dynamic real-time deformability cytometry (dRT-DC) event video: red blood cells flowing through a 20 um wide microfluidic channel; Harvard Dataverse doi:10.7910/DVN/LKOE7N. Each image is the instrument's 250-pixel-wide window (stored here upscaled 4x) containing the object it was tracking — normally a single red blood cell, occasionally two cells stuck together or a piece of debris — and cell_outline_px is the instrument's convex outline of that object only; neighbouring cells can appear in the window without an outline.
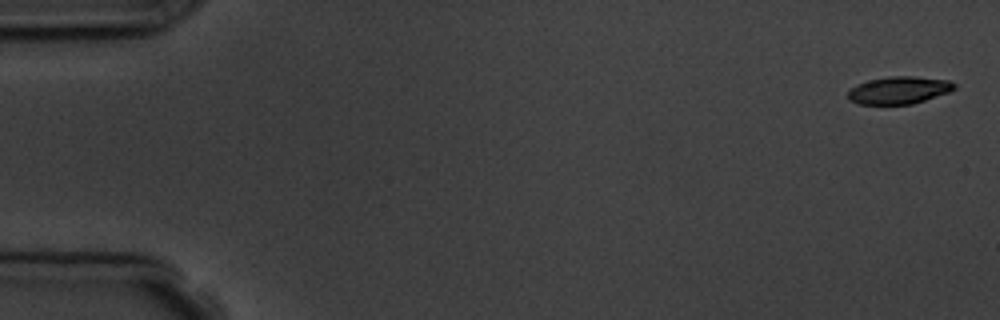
{"species": "common noctule bat (a hibernating species)", "species_latin": "Nyctalus noctula", "temperature_condition": "room temperature", "stored_images_in_passage": 9, "camera_frame_rate_fps": 3000, "um_per_image_px": 0.085, "animal": {"sex": "male", "body_mass_g": 19.5, "forearm_length_mm": 54.6}, "frame": {"image": 1, "passage_image": 1, "time_ms": 0.0, "image_size_px": [1000, 320], "cell_outline_px": [[956, 88], [948, 92], [912, 104], [860, 104], [848, 100], [848, 92], [856, 84], [888, 76], [912, 76], [948, 80], [956, 84]], "centroid_in_image_um": [76.4, 7.66], "position_along_channel_um": 8.6, "area_um2": 16.82}}
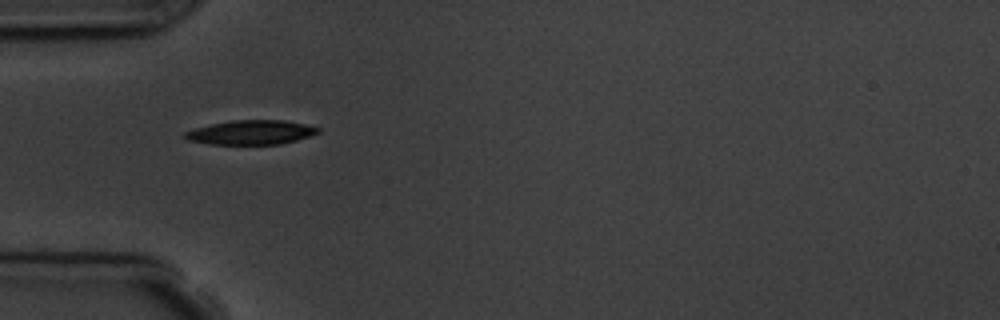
{"frame": {"image": 2, "passage_image": 6, "time_ms": 5.333, "image_size_px": [1000, 320], "cell_outline_px": [[320, 132], [296, 140], [280, 144], [208, 144], [188, 140], [184, 136], [184, 132], [196, 128], [212, 124], [232, 120], [284, 120], [304, 124], [320, 128]], "centroid_in_image_um": [21.33, 11.25], "position_along_channel_um": 63.7, "area_um2": 18.67}}